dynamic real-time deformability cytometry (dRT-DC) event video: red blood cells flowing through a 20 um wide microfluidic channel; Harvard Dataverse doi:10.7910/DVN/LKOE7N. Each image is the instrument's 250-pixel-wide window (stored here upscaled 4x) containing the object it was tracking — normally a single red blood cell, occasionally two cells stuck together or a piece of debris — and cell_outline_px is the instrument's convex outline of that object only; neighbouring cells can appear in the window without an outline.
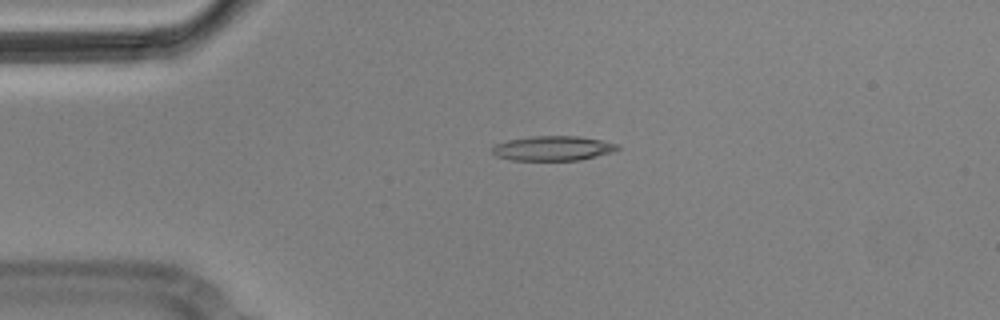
{"species": "Egyptian fruit bat (a non-hibernating species)", "species_latin": "Rousettus aegyptiacus", "temperature_condition": "cold", "stored_images_in_passage": 2, "camera_frame_rate_fps": 3000, "um_per_image_px": 0.085, "animal": {"sex": "male"}, "frame": {"image": 1, "passage_image": 1, "time_ms": 0.0, "image_size_px": [1000, 320], "cell_outline_px": [[620, 148], [616, 152], [580, 160], [512, 160], [496, 156], [492, 152], [492, 148], [496, 144], [508, 140], [532, 136], [580, 136], [620, 144]], "centroid_in_image_um": [47.06, 12.61], "position_along_channel_um": 37.9, "area_um2": 18.15}}